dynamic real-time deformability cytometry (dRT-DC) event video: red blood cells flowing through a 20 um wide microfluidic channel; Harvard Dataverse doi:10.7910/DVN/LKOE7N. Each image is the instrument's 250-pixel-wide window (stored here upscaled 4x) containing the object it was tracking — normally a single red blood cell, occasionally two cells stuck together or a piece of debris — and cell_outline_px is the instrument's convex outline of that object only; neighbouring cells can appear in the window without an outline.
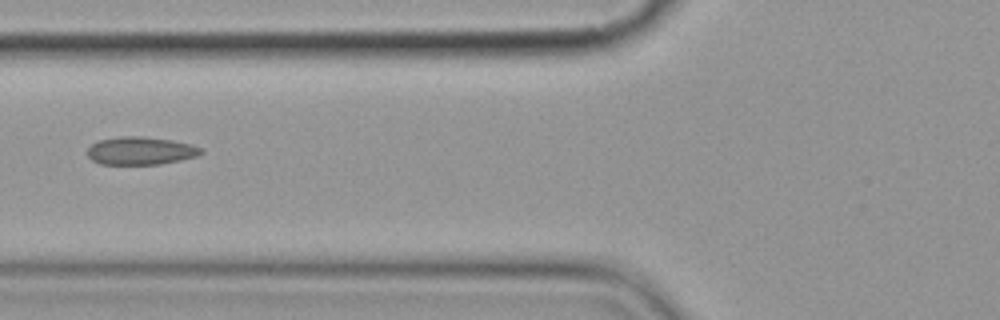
{"species": "common noctule bat (a hibernating species)", "species_latin": "Nyctalus noctula", "temperature_condition": "cold", "stored_images_in_passage": 2, "camera_frame_rate_fps": 3000, "um_per_image_px": 0.085, "animal": {"sex": "female", "body_mass_g": 19.9}, "frame": {"image": 1, "passage_image": 2, "time_ms": 1.333, "image_size_px": [1000, 320], "cell_outline_px": [[204, 152], [200, 156], [160, 164], [100, 164], [92, 160], [88, 156], [88, 148], [92, 144], [100, 140], [120, 136], [140, 136], [172, 140], [192, 144], [204, 148]], "centroid_in_image_um": [12.01, 12.81], "position_along_channel_um": 113.8, "area_um2": 18.61}}